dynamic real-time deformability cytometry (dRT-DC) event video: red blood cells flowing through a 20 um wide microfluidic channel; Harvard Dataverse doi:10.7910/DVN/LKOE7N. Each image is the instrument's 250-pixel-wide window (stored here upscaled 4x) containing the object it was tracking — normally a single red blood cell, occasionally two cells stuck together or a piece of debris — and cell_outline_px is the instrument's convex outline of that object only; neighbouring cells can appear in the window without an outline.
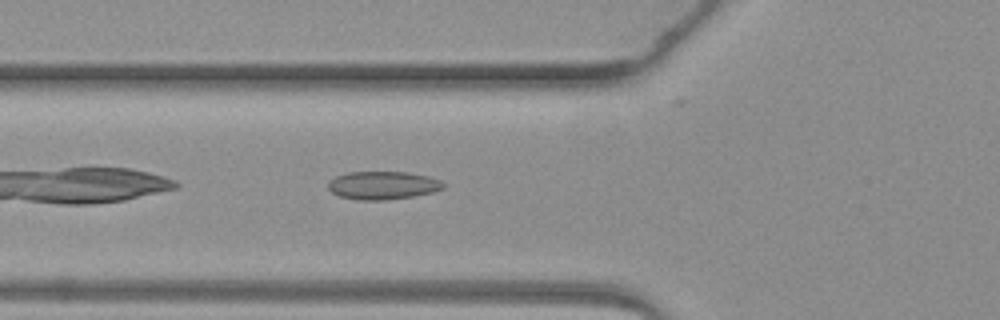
{"species": "common noctule bat (a hibernating species)", "species_latin": "Nyctalus noctula", "temperature_condition": "warm", "stored_images_in_passage": 4, "camera_frame_rate_fps": 3000, "um_per_image_px": 0.085, "animal": {"sex": "female", "body_mass_g": 19.3, "forearm_length_mm": 54.1}, "frame": {"image": 1, "passage_image": 4, "time_ms": 3.667, "image_size_px": [1000, 320], "cell_outline_px": [[444, 188], [432, 192], [412, 196], [384, 200], [356, 200], [340, 196], [332, 192], [328, 188], [328, 180], [336, 176], [348, 172], [408, 172], [428, 176], [440, 180], [444, 184]], "centroid_in_image_um": [32.51, 15.75], "position_along_channel_um": 93.3, "area_um2": 18.84}}